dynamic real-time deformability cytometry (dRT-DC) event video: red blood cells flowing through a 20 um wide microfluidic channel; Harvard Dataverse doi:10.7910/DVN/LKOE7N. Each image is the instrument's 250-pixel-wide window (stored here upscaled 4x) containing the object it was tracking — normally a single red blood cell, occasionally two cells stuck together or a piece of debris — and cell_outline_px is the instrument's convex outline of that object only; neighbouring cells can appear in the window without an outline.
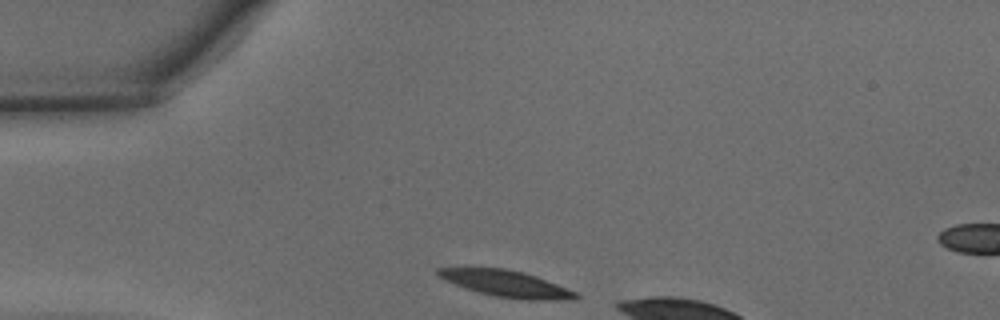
{"species": "common noctule bat (a hibernating species)", "species_latin": "Nyctalus noctula", "temperature_condition": "warm", "stored_images_in_passage": 7, "camera_frame_rate_fps": 3000, "um_per_image_px": 0.085, "animal": {"sex": "male", "body_mass_g": 15.6}, "frame": {"image": 1, "passage_image": 1, "time_ms": 0.0, "image_size_px": [1000, 320], "cell_outline_px": [[580, 296], [572, 300], [528, 300], [496, 296], [476, 292], [464, 288], [440, 276], [436, 272], [436, 268], [504, 268], [524, 272], [536, 276], [576, 292]], "centroid_in_image_um": [43.07, 24.12], "position_along_channel_um": 41.9, "area_um2": 20.92}}
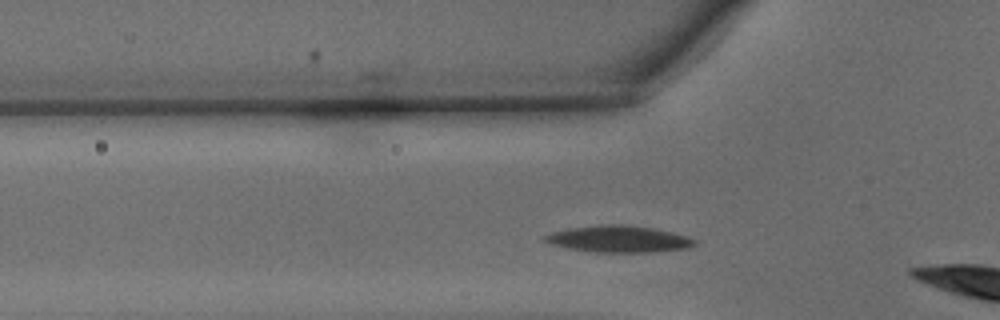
{"frame": {"image": 2, "passage_image": 5, "time_ms": 1.333, "image_size_px": [1000, 320], "cell_outline_px": [[696, 244], [688, 248], [652, 252], [596, 252], [568, 248], [548, 244], [544, 240], [544, 236], [552, 232], [568, 228], [600, 224], [624, 224], [652, 228], [672, 232], [688, 236], [696, 240]], "centroid_in_image_um": [52.58, 20.31], "position_along_channel_um": 73.2, "area_um2": 23.35}}